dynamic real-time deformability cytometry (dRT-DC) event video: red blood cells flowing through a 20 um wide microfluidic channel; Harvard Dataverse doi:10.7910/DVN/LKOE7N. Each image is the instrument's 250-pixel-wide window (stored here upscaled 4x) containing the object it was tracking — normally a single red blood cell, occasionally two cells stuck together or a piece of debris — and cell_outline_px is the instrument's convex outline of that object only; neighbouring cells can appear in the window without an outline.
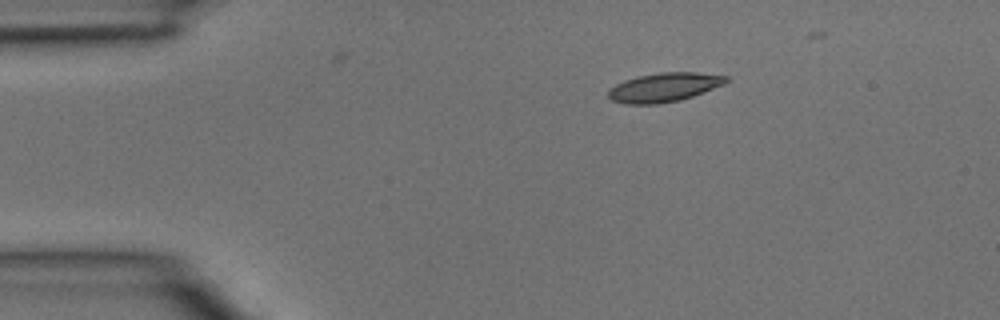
{"species": "common noctule bat (a hibernating species)", "species_latin": "Nyctalus noctula", "temperature_condition": "room temperature", "stored_images_in_passage": 4, "camera_frame_rate_fps": 3000, "um_per_image_px": 0.085, "animal": {"sex": "male", "body_mass_g": 15.6}, "frame": {"image": 1, "passage_image": 4, "time_ms": 1.0, "image_size_px": [1000, 320], "cell_outline_px": [[728, 80], [724, 84], [692, 96], [680, 100], [656, 104], [624, 104], [612, 100], [608, 96], [608, 92], [616, 84], [624, 80], [636, 76], [660, 72], [696, 72], [728, 76]], "centroid_in_image_um": [56.44, 7.41], "position_along_channel_um": 28.6, "area_um2": 19.83}}